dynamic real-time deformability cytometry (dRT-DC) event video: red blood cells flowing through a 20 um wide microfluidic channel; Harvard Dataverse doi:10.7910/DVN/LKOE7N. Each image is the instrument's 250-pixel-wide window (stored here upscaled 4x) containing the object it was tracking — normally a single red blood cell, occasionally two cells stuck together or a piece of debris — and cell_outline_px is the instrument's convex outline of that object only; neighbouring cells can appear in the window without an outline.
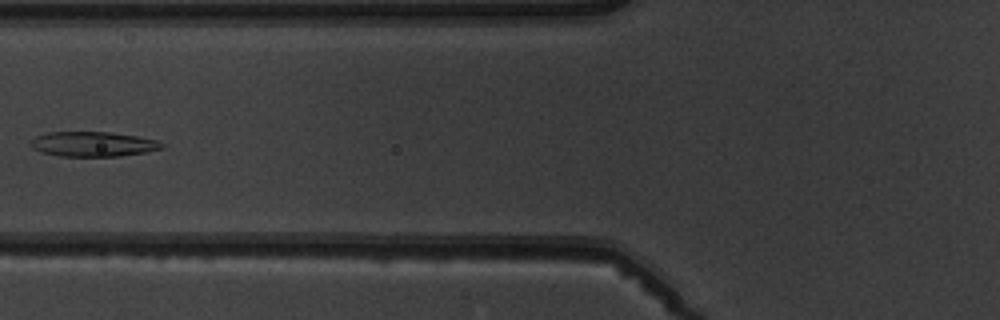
{"species": "common noctule bat (a hibernating species)", "species_latin": "Nyctalus noctula", "temperature_condition": "warm", "stored_images_in_passage": 7, "camera_frame_rate_fps": 3000, "um_per_image_px": 0.085, "animal": {"sex": "male", "body_mass_g": 19.5, "forearm_length_mm": 54.6}, "frame": {"image": 1, "passage_image": 7, "time_ms": 7.0, "image_size_px": [1000, 320], "cell_outline_px": [[164, 148], [144, 152], [120, 156], [60, 156], [40, 152], [32, 148], [28, 144], [28, 140], [36, 136], [48, 132], [108, 132], [136, 136], [156, 140], [164, 144]], "centroid_in_image_um": [7.84, 12.25], "position_along_channel_um": 118.0, "area_um2": 19.07}}